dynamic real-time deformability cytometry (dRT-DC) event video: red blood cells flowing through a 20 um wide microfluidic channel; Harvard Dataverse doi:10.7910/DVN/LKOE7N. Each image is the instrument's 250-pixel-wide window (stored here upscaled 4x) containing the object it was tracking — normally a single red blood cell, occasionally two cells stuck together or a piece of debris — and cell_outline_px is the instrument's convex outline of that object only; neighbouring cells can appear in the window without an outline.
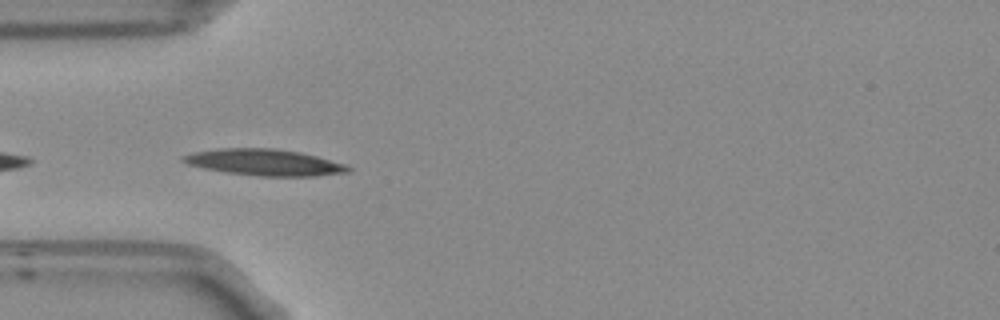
{"species": "Egyptian fruit bat (a non-hibernating species)", "species_latin": "Rousettus aegyptiacus", "temperature_condition": "room temperature", "stored_images_in_passage": 6, "camera_frame_rate_fps": 3000, "um_per_image_px": 0.085, "frame": {"image": 1, "passage_image": 3, "time_ms": 0.667, "image_size_px": [1000, 320], "cell_outline_px": [[352, 168], [348, 172], [312, 176], [260, 176], [228, 172], [204, 168], [188, 164], [180, 160], [180, 156], [192, 152], [220, 148], [276, 148], [300, 152], [316, 156], [344, 164]], "centroid_in_image_um": [22.43, 13.79], "position_along_channel_um": 62.6, "area_um2": 25.2}}